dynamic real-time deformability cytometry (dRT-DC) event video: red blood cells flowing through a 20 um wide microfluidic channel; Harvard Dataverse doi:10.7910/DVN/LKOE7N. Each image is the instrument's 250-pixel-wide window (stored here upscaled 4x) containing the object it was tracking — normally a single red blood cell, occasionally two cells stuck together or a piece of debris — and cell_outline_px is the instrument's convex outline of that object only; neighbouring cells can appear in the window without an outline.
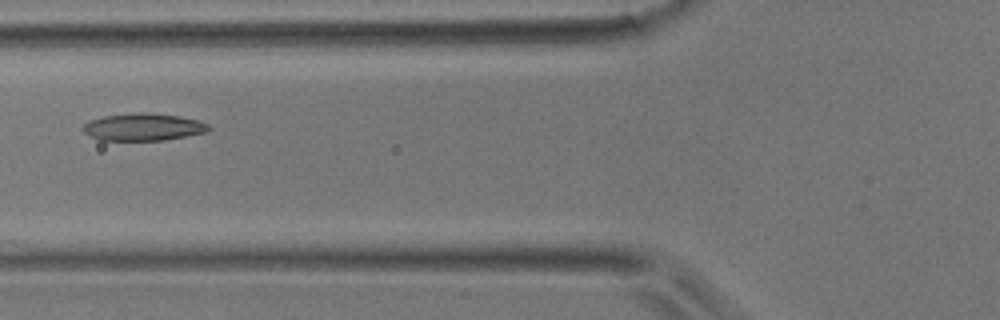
{"species": "common noctule bat (a hibernating species)", "species_latin": "Nyctalus noctula", "temperature_condition": "room temperature", "stored_images_in_passage": 3, "camera_frame_rate_fps": 3000, "um_per_image_px": 0.085, "animal": {"sex": "male", "body_mass_g": 17.9}, "frame": {"image": 1, "passage_image": 3, "time_ms": 0.667, "image_size_px": [1000, 320], "cell_outline_px": [[212, 128], [208, 132], [164, 140], [100, 140], [84, 132], [84, 124], [88, 120], [104, 116], [140, 112], [148, 112], [180, 116], [196, 120], [208, 124]], "centroid_in_image_um": [12.21, 10.79], "position_along_channel_um": 113.6, "area_um2": 19.94}}